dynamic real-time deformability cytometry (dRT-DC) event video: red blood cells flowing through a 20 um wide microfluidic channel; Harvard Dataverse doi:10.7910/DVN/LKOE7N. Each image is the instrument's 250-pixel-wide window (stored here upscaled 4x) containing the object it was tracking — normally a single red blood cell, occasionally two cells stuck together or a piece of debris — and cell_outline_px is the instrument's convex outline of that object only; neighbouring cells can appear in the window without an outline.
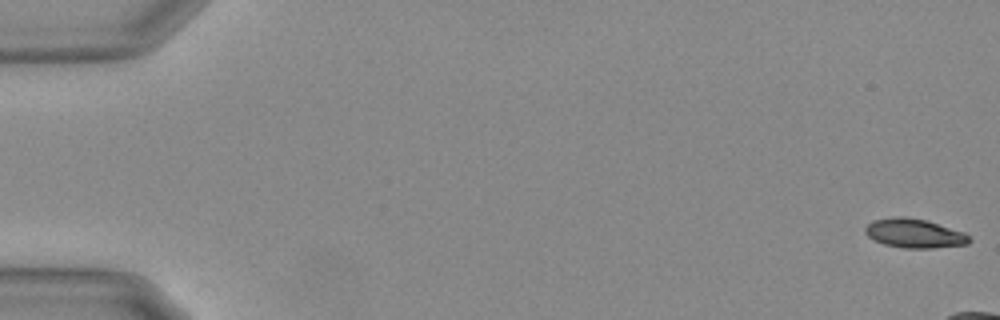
{"species": "Egyptian fruit bat (a non-hibernating species)", "species_latin": "Rousettus aegyptiacus", "temperature_condition": "warm", "stored_images_in_passage": 11, "camera_frame_rate_fps": 3000, "um_per_image_px": 0.085, "animal": {"sex": "female"}, "frame": {"image": 1, "passage_image": 1, "time_ms": 0.0, "image_size_px": [1000, 320], "cell_outline_px": [[972, 240], [968, 244], [932, 248], [904, 248], [884, 244], [868, 236], [864, 232], [864, 228], [872, 220], [900, 216], [904, 216], [924, 220], [964, 232]], "centroid_in_image_um": [77.71, 19.84], "position_along_channel_um": 7.3, "area_um2": 17.46}}